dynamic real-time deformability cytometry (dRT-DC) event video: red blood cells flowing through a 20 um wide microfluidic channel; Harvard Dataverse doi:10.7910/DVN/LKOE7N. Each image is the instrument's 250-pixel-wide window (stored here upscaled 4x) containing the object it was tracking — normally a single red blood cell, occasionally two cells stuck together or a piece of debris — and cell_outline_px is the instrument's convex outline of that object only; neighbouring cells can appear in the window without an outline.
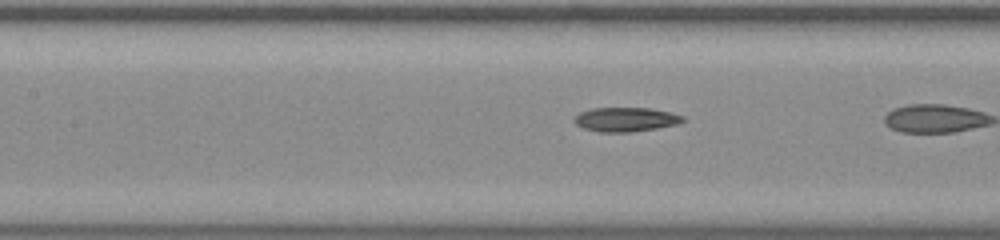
{"species": "common noctule bat (a hibernating species)", "species_latin": "Nyctalus noctula", "temperature_condition": "room temperature", "stored_images_in_passage": 8, "camera_frame_rate_fps": 3000, "um_per_image_px": 0.085, "animal": {"sex": "male", "body_mass_g": 20.0, "forearm_length_mm": 53.3}, "frame": {"image": 1, "passage_image": 5, "time_ms": 1.333, "image_size_px": [1000, 240], "cell_outline_px": [[684, 120], [676, 124], [656, 128], [632, 132], [600, 132], [584, 128], [576, 124], [572, 120], [580, 112], [592, 108], [648, 108], [672, 112], [684, 116]], "centroid_in_image_um": [53.18, 10.15], "position_along_channel_um": 154.2, "area_um2": 15.26}}